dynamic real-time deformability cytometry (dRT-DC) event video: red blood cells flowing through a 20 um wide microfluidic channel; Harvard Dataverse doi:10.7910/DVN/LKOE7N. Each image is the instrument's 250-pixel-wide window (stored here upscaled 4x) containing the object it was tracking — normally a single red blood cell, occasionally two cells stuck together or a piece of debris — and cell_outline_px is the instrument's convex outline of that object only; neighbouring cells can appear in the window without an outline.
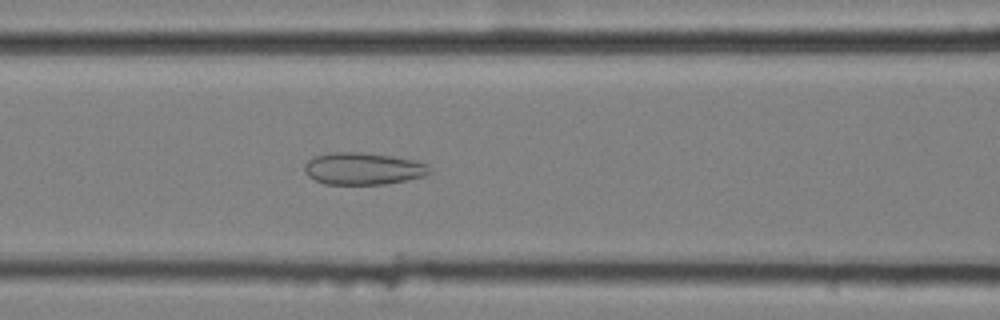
{"species": "common noctule bat (a hibernating species)", "species_latin": "Nyctalus noctula", "temperature_condition": "cold", "stored_images_in_passage": 51, "camera_frame_rate_fps": 3000, "um_per_image_px": 0.085, "animal": {"sex": "female", "body_mass_g": 25.1}, "frame": {"image": 1, "passage_image": 19, "time_ms": 6.0, "image_size_px": [1000, 320], "cell_outline_px": [[432, 172], [424, 176], [384, 184], [324, 184], [308, 176], [304, 172], [304, 164], [308, 160], [316, 156], [332, 152], [360, 152], [392, 156], [416, 160], [428, 164]], "centroid_in_image_um": [30.87, 14.33], "position_along_channel_um": 135.7, "area_um2": 23.41}}
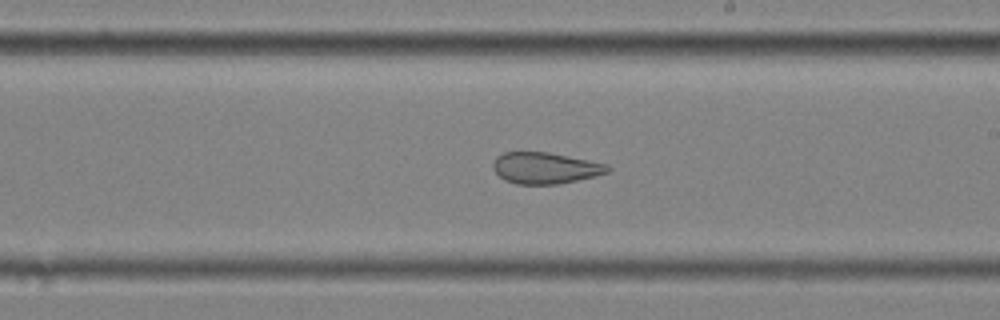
{"frame": {"image": 2, "passage_image": 28, "time_ms": 9.0, "image_size_px": [1000, 320], "cell_outline_px": [[612, 168], [608, 172], [596, 176], [560, 184], [516, 184], [504, 180], [492, 168], [492, 164], [496, 156], [504, 152], [548, 152], [608, 164]], "centroid_in_image_um": [46.34, 14.28], "position_along_channel_um": 242.7, "area_um2": 21.04}}
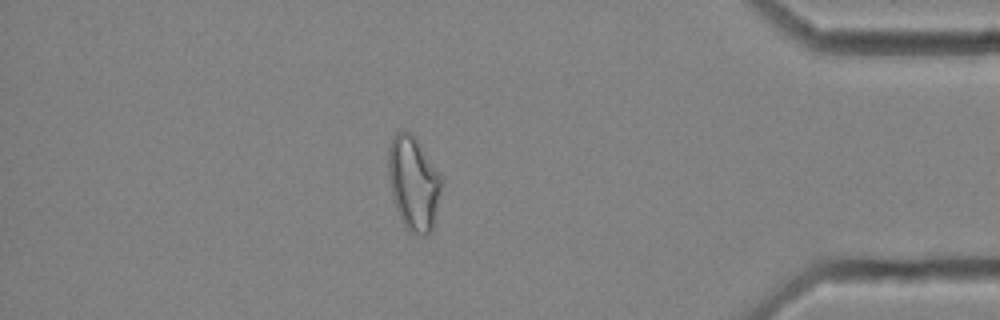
{"frame": {"image": 3, "passage_image": 44, "time_ms": 14.333, "image_size_px": [1000, 320], "cell_outline_px": [[444, 180], [432, 228], [424, 236], [420, 236], [408, 232], [396, 208], [392, 196], [388, 176], [388, 148], [392, 136], [396, 132], [404, 128], [412, 132], [416, 136]], "centroid_in_image_um": [35.15, 15.5], "position_along_channel_um": 400.1, "area_um2": 29.65}, "authors_computed_cell_mechanics": {"area_um2": 26.7036, "velocity_mm_per_s": 3.5697, "shape_relaxation_time_tau1_ms": null, "shape_relaxation_time_tau2_ms": 2.2439, "deformation_change_tau1": null, "deformation_change_tau2": 0.1062}}